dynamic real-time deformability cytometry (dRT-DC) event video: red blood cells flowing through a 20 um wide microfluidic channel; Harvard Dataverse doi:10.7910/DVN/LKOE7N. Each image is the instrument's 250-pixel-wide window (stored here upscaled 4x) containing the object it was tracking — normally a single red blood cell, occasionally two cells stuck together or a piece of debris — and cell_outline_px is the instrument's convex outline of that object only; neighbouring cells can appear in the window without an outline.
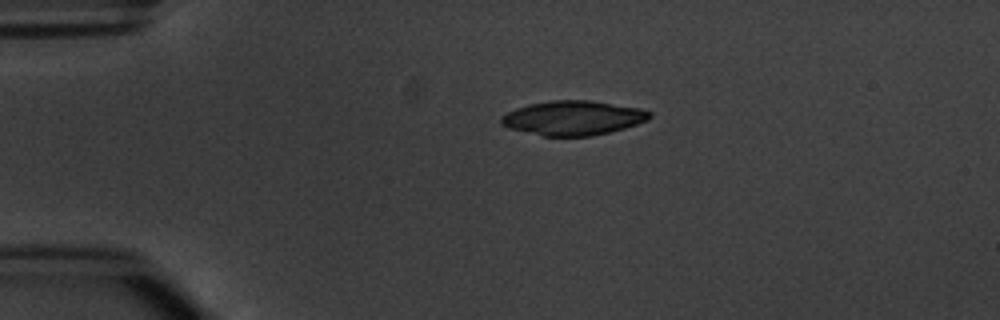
{"species": "common noctule bat (a hibernating species)", "species_latin": "Nyctalus noctula", "temperature_condition": "warm", "stored_images_in_passage": 2, "camera_frame_rate_fps": 3000, "um_per_image_px": 0.085, "animal": {"sex": "male", "body_mass_g": 20.1, "forearm_length_mm": 53.5}, "frame": {"image": 1, "passage_image": 1, "time_ms": 0.0, "image_size_px": [1000, 320], "cell_outline_px": [[652, 116], [648, 120], [624, 128], [592, 136], [544, 136], [508, 128], [500, 124], [500, 116], [516, 108], [528, 104], [552, 100], [588, 100], [640, 108], [652, 112]], "centroid_in_image_um": [48.69, 10.02], "position_along_channel_um": 36.3, "area_um2": 29.77}}